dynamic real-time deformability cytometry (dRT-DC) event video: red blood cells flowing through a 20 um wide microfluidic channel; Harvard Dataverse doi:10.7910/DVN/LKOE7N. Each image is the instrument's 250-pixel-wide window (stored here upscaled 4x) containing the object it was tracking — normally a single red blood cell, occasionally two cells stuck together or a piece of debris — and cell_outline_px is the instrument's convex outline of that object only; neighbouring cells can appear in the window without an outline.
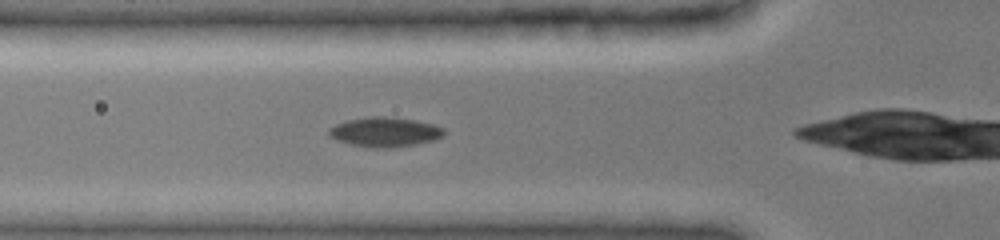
{"species": "common noctule bat (a hibernating species)", "species_latin": "Nyctalus noctula", "temperature_condition": "cold", "stored_images_in_passage": 29, "camera_frame_rate_fps": 3000, "um_per_image_px": 0.085, "animal": {"sex": "female", "body_mass_g": 19.0, "forearm_length_mm": 51.5}, "frame": {"image": 1, "passage_image": 7, "time_ms": 3.0, "image_size_px": [1000, 240], "cell_outline_px": [[444, 136], [436, 140], [416, 144], [384, 148], [372, 148], [348, 144], [336, 140], [328, 136], [328, 128], [336, 124], [348, 120], [372, 116], [384, 116], [416, 120], [432, 124], [444, 128]], "centroid_in_image_um": [32.69, 11.22], "position_along_channel_um": 93.1, "area_um2": 20.0}}
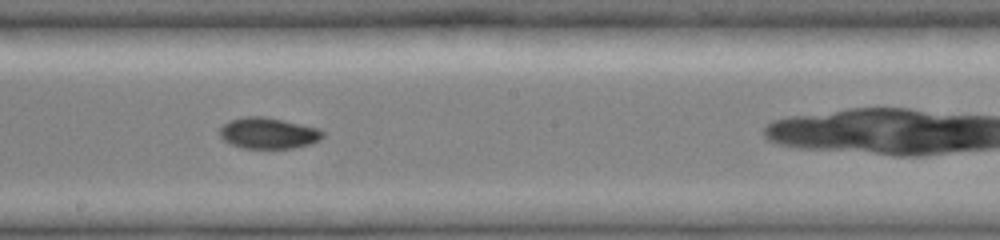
{"frame": {"image": 2, "passage_image": 16, "time_ms": 6.333, "image_size_px": [1000, 240], "cell_outline_px": [[324, 136], [320, 140], [312, 144], [292, 148], [240, 148], [224, 140], [220, 136], [220, 128], [228, 120], [248, 116], [264, 116], [320, 128], [324, 132]], "centroid_in_image_um": [22.83, 11.32], "position_along_channel_um": 225.4, "area_um2": 18.79}}
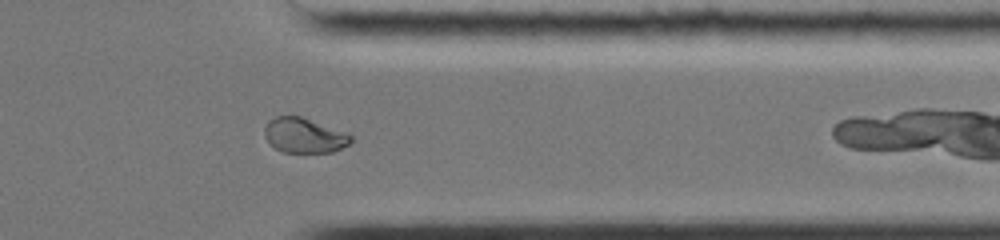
{"frame": {"image": 3, "passage_image": 27, "time_ms": 10.333, "image_size_px": [1000, 240], "cell_outline_px": [[352, 140], [348, 144], [332, 152], [284, 152], [276, 148], [264, 136], [264, 128], [268, 120], [276, 116], [300, 116], [344, 132], [352, 136]], "centroid_in_image_um": [25.82, 11.5], "position_along_channel_um": 385.6, "area_um2": 17.22}}